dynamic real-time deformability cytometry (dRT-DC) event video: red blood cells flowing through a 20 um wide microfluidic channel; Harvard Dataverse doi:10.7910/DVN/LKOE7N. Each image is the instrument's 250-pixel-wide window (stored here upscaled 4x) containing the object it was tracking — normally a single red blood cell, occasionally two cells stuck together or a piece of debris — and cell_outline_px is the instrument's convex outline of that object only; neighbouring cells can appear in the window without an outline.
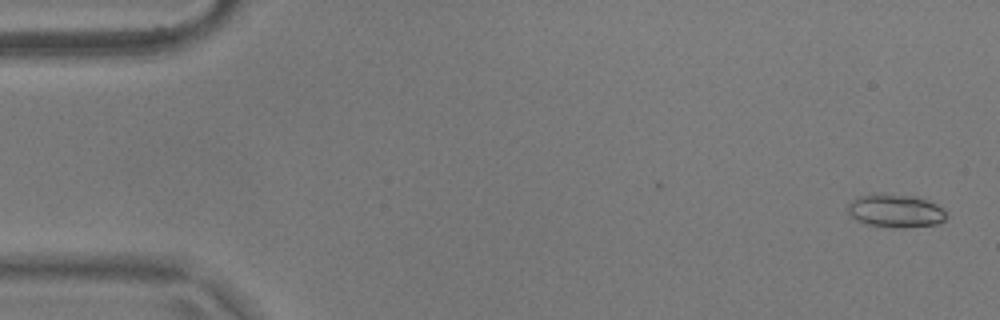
{"species": "common noctule bat (a hibernating species)", "species_latin": "Nyctalus noctula", "temperature_condition": "warm", "stored_images_in_passage": 54, "camera_frame_rate_fps": 3000, "um_per_image_px": 0.085, "animal": {"sex": "male", "body_mass_g": 17.9}, "frame": {"image": 1, "passage_image": 1, "time_ms": 0.0, "image_size_px": [1000, 320], "cell_outline_px": [[944, 220], [936, 224], [904, 228], [892, 228], [864, 224], [856, 220], [848, 212], [848, 204], [856, 196], [872, 192], [880, 192], [916, 196], [936, 204], [944, 212]], "centroid_in_image_um": [76.03, 17.9], "position_along_channel_um": 9.0, "area_um2": 19.42}}
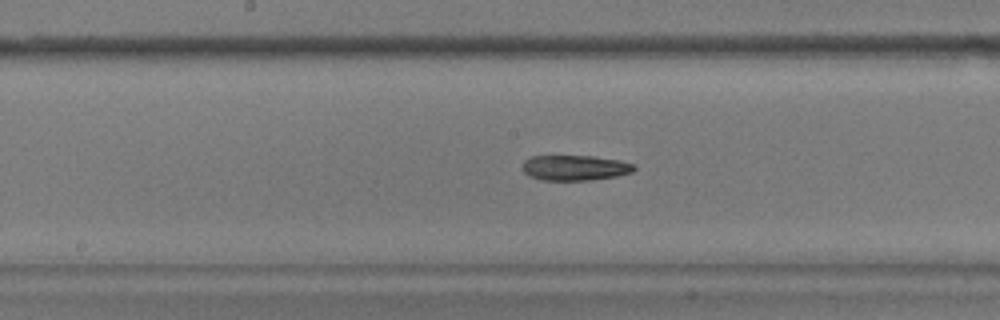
{"frame": {"image": 2, "passage_image": 27, "time_ms": 8.667, "image_size_px": [1000, 320], "cell_outline_px": [[636, 168], [632, 172], [616, 176], [592, 180], [540, 180], [528, 176], [520, 168], [524, 160], [532, 156], [592, 156], [620, 160], [636, 164]], "centroid_in_image_um": [48.85, 14.26], "position_along_channel_um": 199.4, "area_um2": 16.7}}
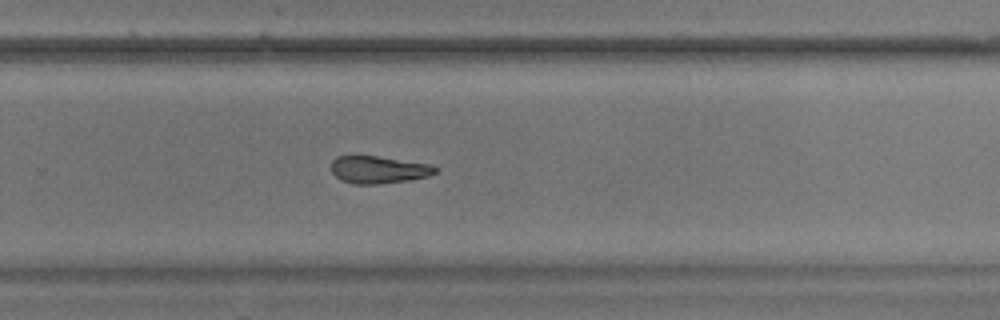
{"frame": {"image": 3, "passage_image": 35, "time_ms": 11.333, "image_size_px": [1000, 320], "cell_outline_px": [[436, 172], [428, 176], [408, 180], [380, 184], [356, 184], [340, 180], [332, 172], [332, 160], [336, 156], [376, 156], [428, 164], [436, 168]], "centroid_in_image_um": [32.13, 14.43], "position_along_channel_um": 297.7, "area_um2": 16.36}}